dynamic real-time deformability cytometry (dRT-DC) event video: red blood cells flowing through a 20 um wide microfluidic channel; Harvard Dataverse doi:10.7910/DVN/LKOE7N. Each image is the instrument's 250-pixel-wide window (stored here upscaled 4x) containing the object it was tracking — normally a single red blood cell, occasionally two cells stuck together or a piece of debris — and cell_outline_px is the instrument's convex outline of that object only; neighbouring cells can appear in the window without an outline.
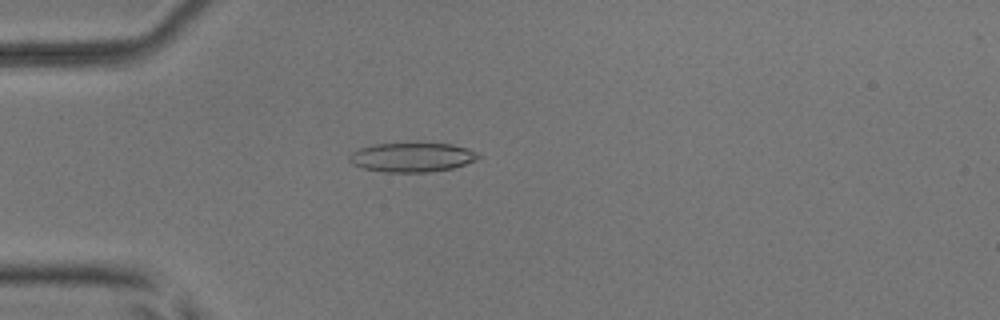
{"species": "common noctule bat (a hibernating species)", "species_latin": "Nyctalus noctula", "temperature_condition": "room temperature", "stored_images_in_passage": 4, "camera_frame_rate_fps": 3000, "um_per_image_px": 0.085, "animal": {"sex": "male", "body_mass_g": 17.9, "forearm_length_mm": 54.2}, "frame": {"image": 1, "passage_image": 4, "time_ms": 1.0, "image_size_px": [1000, 320], "cell_outline_px": [[480, 156], [476, 160], [452, 168], [432, 172], [384, 172], [364, 168], [352, 164], [348, 160], [348, 156], [352, 152], [360, 148], [372, 144], [416, 140], [452, 144], [468, 148], [476, 152]], "centroid_in_image_um": [35.01, 13.31], "position_along_channel_um": 50.0, "area_um2": 23.0}}